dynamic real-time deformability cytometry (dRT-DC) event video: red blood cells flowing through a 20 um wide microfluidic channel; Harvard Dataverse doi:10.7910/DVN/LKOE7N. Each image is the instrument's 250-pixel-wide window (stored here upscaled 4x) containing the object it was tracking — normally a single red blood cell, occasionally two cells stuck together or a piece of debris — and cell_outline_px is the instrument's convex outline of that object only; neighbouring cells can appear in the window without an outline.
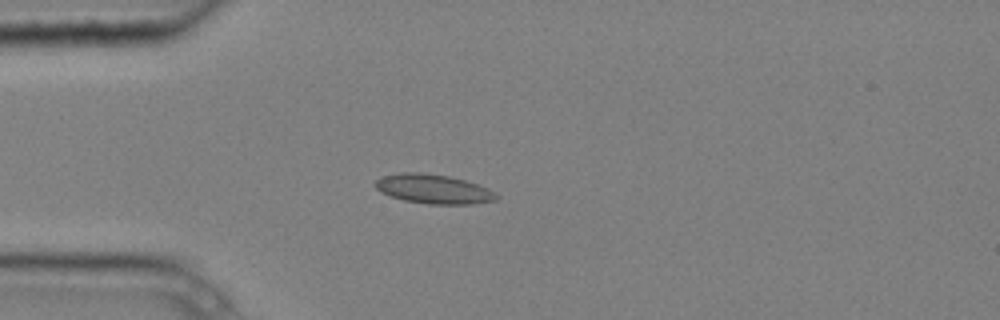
{"species": "common noctule bat (a hibernating species)", "species_latin": "Nyctalus noctula", "temperature_condition": "cold", "stored_images_in_passage": 5, "camera_frame_rate_fps": 3000, "um_per_image_px": 0.085, "animal": {"sex": "male", "body_mass_g": 20.4}, "frame": {"image": 1, "passage_image": 4, "time_ms": 1.0, "image_size_px": [1000, 320], "cell_outline_px": [[500, 196], [496, 200], [472, 204], [428, 204], [404, 200], [388, 196], [380, 192], [372, 184], [376, 180], [384, 176], [400, 172], [420, 172], [448, 176], [464, 180], [488, 188], [496, 192]], "centroid_in_image_um": [36.83, 16.07], "position_along_channel_um": 48.2, "area_um2": 20.81}}